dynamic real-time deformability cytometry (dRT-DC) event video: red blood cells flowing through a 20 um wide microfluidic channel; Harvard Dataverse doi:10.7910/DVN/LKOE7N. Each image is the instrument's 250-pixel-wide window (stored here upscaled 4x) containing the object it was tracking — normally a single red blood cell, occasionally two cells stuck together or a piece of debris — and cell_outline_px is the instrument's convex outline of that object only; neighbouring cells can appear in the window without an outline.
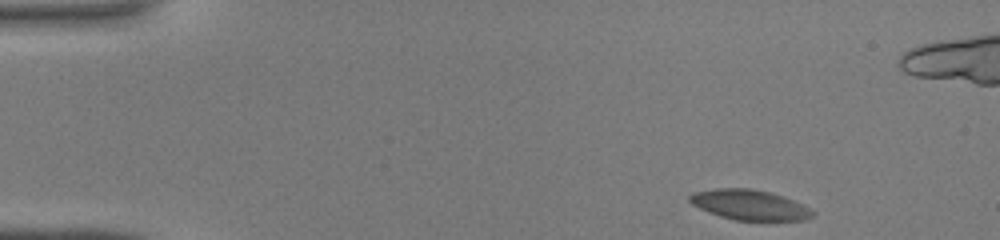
{"species": "common noctule bat (a hibernating species)", "species_latin": "Nyctalus noctula", "temperature_condition": "warm", "stored_images_in_passage": 43, "camera_frame_rate_fps": 3000, "um_per_image_px": 0.085, "animal": {"sex": "male", "body_mass_g": 19.0, "forearm_length_mm": 50.8}, "frame": {"image": 1, "passage_image": 1, "time_ms": 0.0, "image_size_px": [1000, 240], "cell_outline_px": [[816, 212], [812, 216], [804, 220], [736, 220], [720, 216], [708, 212], [692, 204], [688, 200], [688, 196], [692, 192], [716, 188], [752, 188], [784, 196]], "centroid_in_image_um": [63.67, 17.4], "position_along_channel_um": 21.3, "area_um2": 21.5}}
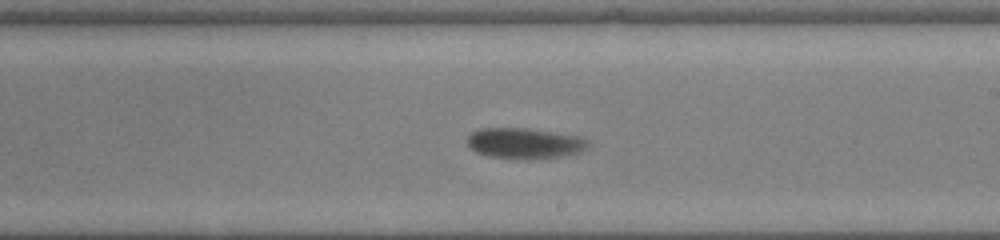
{"frame": {"image": 2, "passage_image": 23, "time_ms": 7.333, "image_size_px": [1000, 240], "cell_outline_px": [[588, 144], [584, 148], [576, 152], [560, 156], [528, 160], [488, 156], [476, 152], [468, 144], [468, 136], [472, 132], [480, 128], [524, 128], [580, 136], [588, 140]], "centroid_in_image_um": [44.55, 12.18], "position_along_channel_um": 244.5, "area_um2": 21.33}}
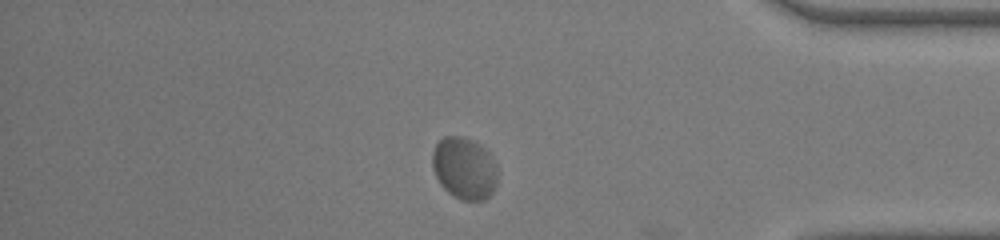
{"frame": {"image": 3, "passage_image": 35, "time_ms": 11.333, "image_size_px": [1000, 240], "cell_outline_px": [[496, 184], [492, 192], [484, 200], [460, 200], [452, 196], [440, 184], [432, 168], [432, 152], [436, 144], [444, 136], [464, 136], [480, 144], [492, 156], [496, 164]], "centroid_in_image_um": [39.45, 14.29], "position_along_channel_um": 395.7, "area_um2": 23.7}}